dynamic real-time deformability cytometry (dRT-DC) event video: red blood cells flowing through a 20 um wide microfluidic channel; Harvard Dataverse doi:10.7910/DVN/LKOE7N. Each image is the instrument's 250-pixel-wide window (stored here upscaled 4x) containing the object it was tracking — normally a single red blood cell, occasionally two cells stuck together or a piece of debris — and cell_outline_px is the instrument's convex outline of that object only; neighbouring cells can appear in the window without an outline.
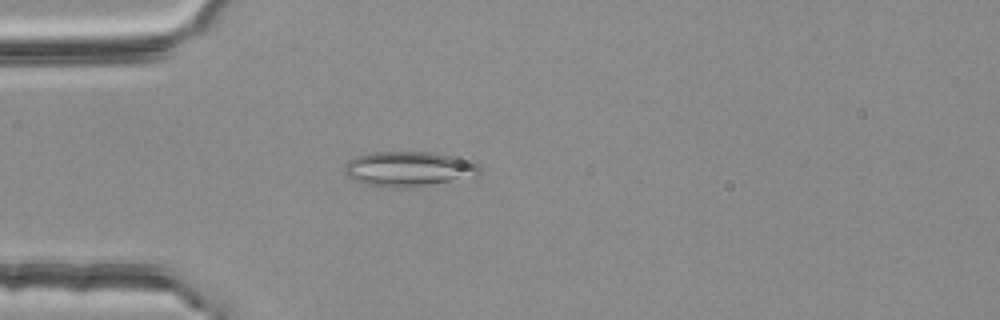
{"species": "common noctule bat (a hibernating species)", "species_latin": "Nyctalus noctula", "temperature_condition": "room temperature", "stored_images_in_passage": 48, "camera_frame_rate_fps": 3000, "um_per_image_px": 0.085, "animal": {"sex": "female", "body_mass_g": 25.1}, "frame": {"image": 1, "passage_image": 13, "time_ms": 4.0, "image_size_px": [1000, 320], "cell_outline_px": [[484, 172], [480, 176], [428, 184], [400, 188], [388, 188], [364, 184], [352, 180], [344, 172], [344, 164], [348, 160], [356, 156], [372, 152], [432, 152], [468, 156]], "centroid_in_image_um": [34.8, 14.34], "position_along_channel_um": 50.2, "area_um2": 28.26}}
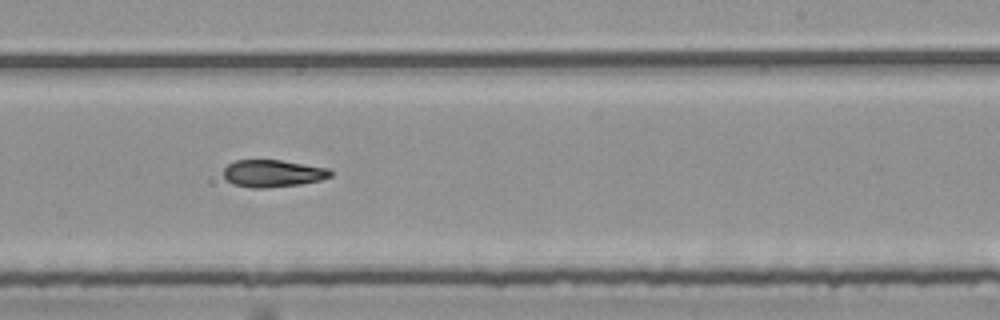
{"frame": {"image": 2, "passage_image": 31, "time_ms": 10.0, "image_size_px": [1000, 320], "cell_outline_px": [[332, 176], [320, 180], [300, 184], [264, 188], [252, 188], [232, 184], [224, 176], [224, 168], [228, 164], [236, 160], [280, 160], [328, 168], [332, 172]], "centroid_in_image_um": [23.18, 14.74], "position_along_channel_um": 265.8, "area_um2": 16.88}}
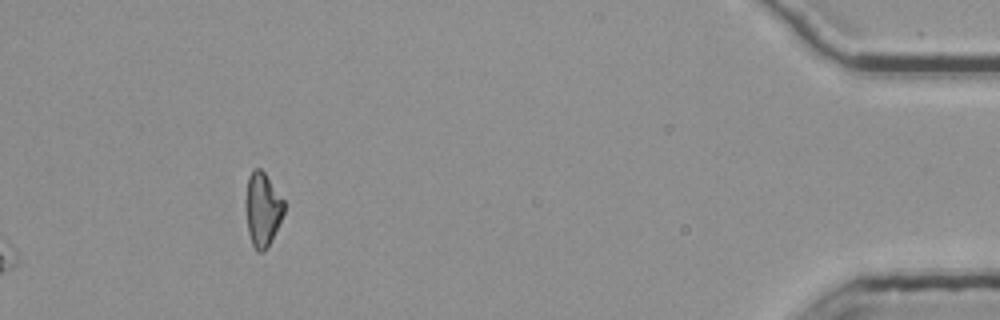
{"frame": {"image": 3, "passage_image": 48, "time_ms": 15.667, "image_size_px": [1000, 320], "cell_outline_px": [[284, 212], [268, 248], [264, 252], [256, 252], [252, 244], [248, 232], [244, 208], [244, 200], [248, 176], [256, 168], [260, 168], [264, 172], [284, 200]], "centroid_in_image_um": [22.28, 17.82], "position_along_channel_um": 412.9, "area_um2": 16.76}, "authors_computed_cell_mechanics": {"area_um2": 17.918, "velocity_mm_per_s": 3.7939, "shape_relaxation_time_tau1_ms": null, "shape_relaxation_time_tau2_ms": 9.5223, "deformation_change_tau1": null, "deformation_change_tau2": 0.1664}}